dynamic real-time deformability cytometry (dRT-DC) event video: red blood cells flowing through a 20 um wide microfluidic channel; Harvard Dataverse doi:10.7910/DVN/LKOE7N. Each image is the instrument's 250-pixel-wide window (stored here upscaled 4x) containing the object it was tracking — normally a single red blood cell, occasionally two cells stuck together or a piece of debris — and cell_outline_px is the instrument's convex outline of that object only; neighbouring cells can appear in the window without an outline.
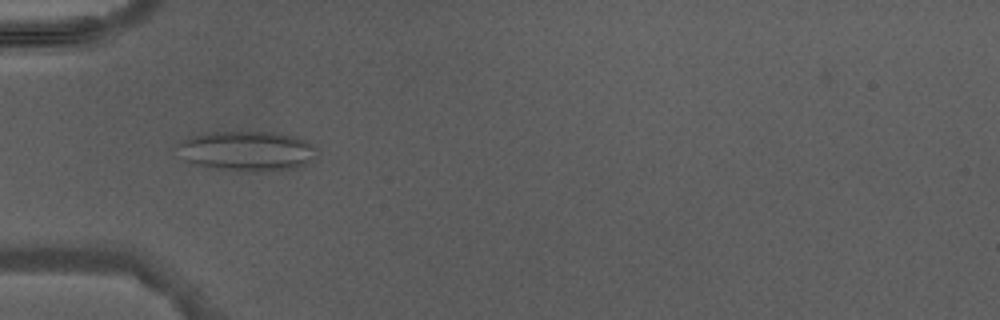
{"species": "Egyptian fruit bat (a non-hibernating species)", "species_latin": "Rousettus aegyptiacus", "temperature_condition": "warm", "stored_images_in_passage": 5, "camera_frame_rate_fps": 3000, "um_per_image_px": 0.085, "animal": {"sex": "male"}, "frame": {"image": 1, "passage_image": 4, "time_ms": 3.667, "image_size_px": [1000, 320], "cell_outline_px": [[320, 156], [316, 160], [300, 168], [268, 172], [236, 172], [212, 168], [196, 164], [184, 160], [176, 144], [192, 136], [208, 132], [272, 132], [296, 136], [312, 144], [320, 152]], "centroid_in_image_um": [21.1, 12.87], "position_along_channel_um": 63.9, "area_um2": 33.41}}